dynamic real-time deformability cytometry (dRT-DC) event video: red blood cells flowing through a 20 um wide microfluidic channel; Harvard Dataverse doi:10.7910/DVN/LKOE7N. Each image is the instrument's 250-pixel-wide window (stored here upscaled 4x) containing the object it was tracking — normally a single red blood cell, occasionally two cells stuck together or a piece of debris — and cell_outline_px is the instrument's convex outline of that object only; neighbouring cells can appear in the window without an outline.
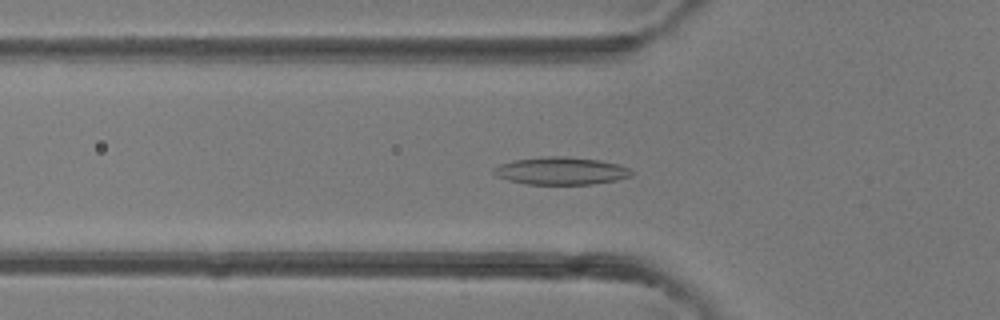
{"species": "common noctule bat (a hibernating species)", "species_latin": "Nyctalus noctula", "temperature_condition": "room temperature", "stored_images_in_passage": 31, "camera_frame_rate_fps": 3000, "um_per_image_px": 0.085, "animal": {"sex": "female"}, "frame": {"image": 1, "passage_image": 4, "time_ms": 1.0, "image_size_px": [1000, 320], "cell_outline_px": [[636, 172], [632, 176], [616, 180], [592, 184], [528, 184], [508, 180], [496, 176], [492, 172], [492, 168], [500, 164], [516, 160], [544, 156], [564, 156], [600, 160], [616, 164], [628, 168]], "centroid_in_image_um": [47.69, 14.52], "position_along_channel_um": 78.1, "area_um2": 22.14}}
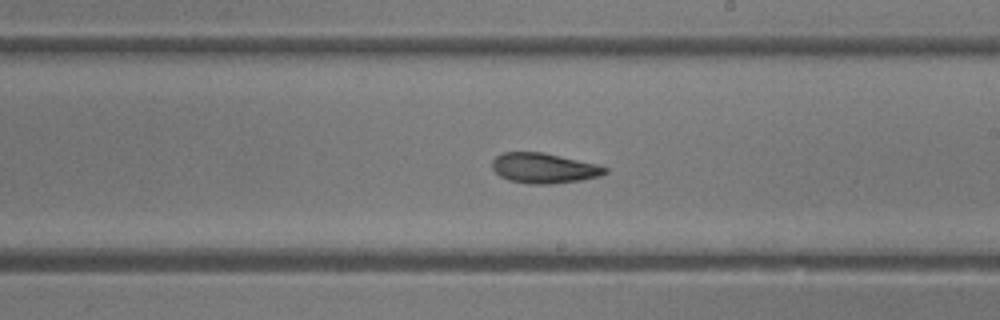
{"frame": {"image": 2, "passage_image": 14, "time_ms": 4.333, "image_size_px": [1000, 320], "cell_outline_px": [[608, 172], [600, 176], [580, 180], [552, 184], [528, 184], [508, 180], [500, 176], [492, 168], [492, 160], [496, 156], [504, 152], [544, 152], [600, 164], [608, 168]], "centroid_in_image_um": [46.26, 14.29], "position_along_channel_um": 242.7, "area_um2": 20.11}}
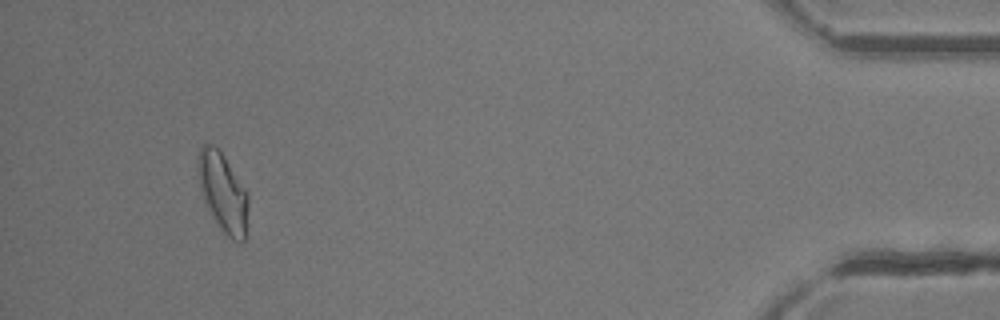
{"frame": {"image": 3, "passage_image": 29, "time_ms": 9.333, "image_size_px": [1000, 320], "cell_outline_px": [[248, 208], [244, 240], [240, 244], [232, 240], [224, 232], [208, 208], [204, 200], [200, 188], [196, 168], [196, 160], [200, 148], [204, 144], [212, 144], [224, 156], [248, 192]], "centroid_in_image_um": [18.94, 16.33], "position_along_channel_um": 416.3, "area_um2": 23.0}}